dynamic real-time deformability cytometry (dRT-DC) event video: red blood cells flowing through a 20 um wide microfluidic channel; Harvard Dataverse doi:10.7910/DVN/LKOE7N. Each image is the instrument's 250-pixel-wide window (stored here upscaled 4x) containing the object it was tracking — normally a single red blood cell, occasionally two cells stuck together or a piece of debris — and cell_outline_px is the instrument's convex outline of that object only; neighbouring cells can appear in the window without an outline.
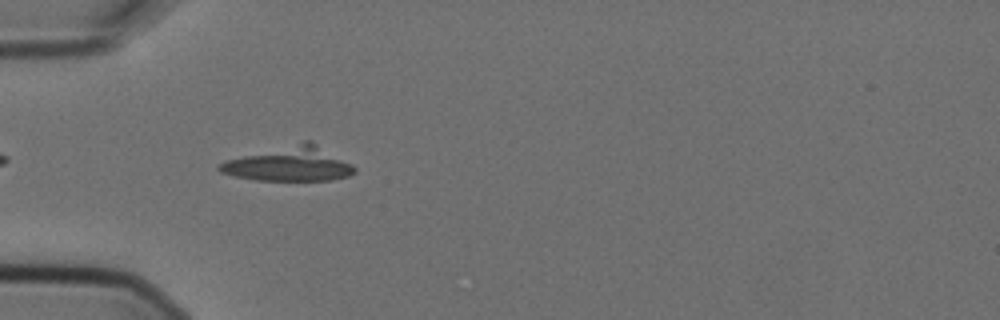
{"species": "Egyptian fruit bat (a non-hibernating species)", "species_latin": "Rousettus aegyptiacus", "temperature_condition": "cold", "stored_images_in_passage": 7, "camera_frame_rate_fps": 3000, "um_per_image_px": 0.085, "animal": {"sex": "female"}, "frame": {"image": 1, "passage_image": 6, "time_ms": 1.667, "image_size_px": [1000, 320], "cell_outline_px": [[356, 172], [348, 176], [332, 180], [256, 180], [236, 176], [220, 172], [216, 168], [216, 164], [228, 160], [304, 140], [312, 140], [352, 164], [356, 168]], "centroid_in_image_um": [24.64, 13.93], "position_along_channel_um": 60.4, "area_um2": 26.99}}
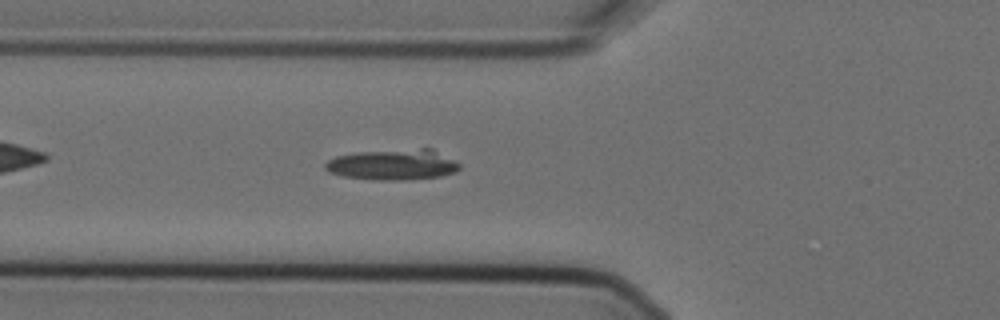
{"frame": {"image": 2, "passage_image": 7, "time_ms": 2.0, "image_size_px": [1000, 320], "cell_outline_px": [[460, 168], [456, 172], [440, 176], [400, 180], [376, 180], [344, 176], [328, 172], [324, 168], [324, 164], [328, 160], [336, 156], [360, 152], [420, 148], [432, 148], [460, 164]], "centroid_in_image_um": [33.4, 13.99], "position_along_channel_um": 92.4, "area_um2": 23.93}}